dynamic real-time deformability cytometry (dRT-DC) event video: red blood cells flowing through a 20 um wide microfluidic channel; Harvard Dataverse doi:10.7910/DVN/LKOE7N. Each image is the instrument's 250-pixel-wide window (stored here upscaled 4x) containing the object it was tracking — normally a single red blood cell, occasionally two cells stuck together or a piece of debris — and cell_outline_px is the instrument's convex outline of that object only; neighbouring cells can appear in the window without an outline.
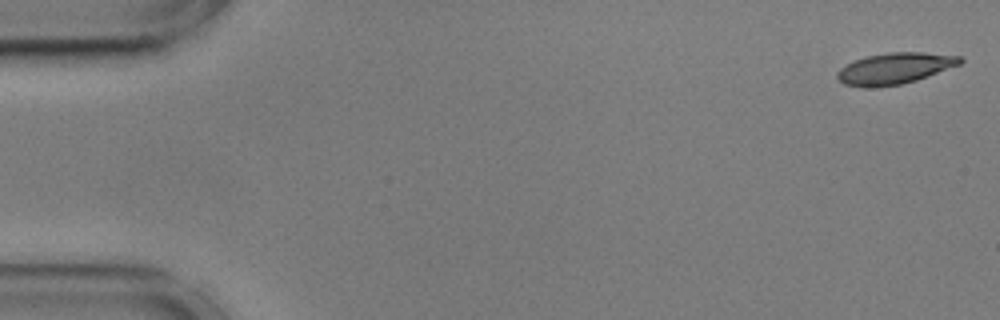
{"species": "common noctule bat (a hibernating species)", "species_latin": "Nyctalus noctula", "temperature_condition": "cold", "stored_images_in_passage": 55, "camera_frame_rate_fps": 3000, "um_per_image_px": 0.085, "animal": {"sex": "male", "body_mass_g": 17.9, "forearm_length_mm": 54.2}, "frame": {"image": 1, "passage_image": 1, "time_ms": 0.0, "image_size_px": [1000, 320], "cell_outline_px": [[964, 60], [960, 64], [928, 76], [916, 80], [900, 84], [864, 88], [844, 84], [836, 76], [836, 72], [840, 68], [856, 60], [868, 56], [888, 52], [924, 52], [960, 56]], "centroid_in_image_um": [76.05, 5.81], "position_along_channel_um": 8.9, "area_um2": 22.14}}
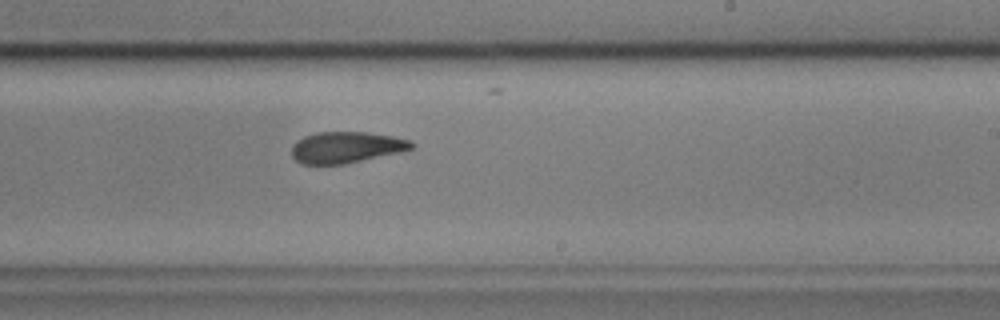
{"frame": {"image": 2, "passage_image": 33, "time_ms": 10.667, "image_size_px": [1000, 320], "cell_outline_px": [[416, 144], [412, 148], [400, 152], [344, 164], [300, 164], [292, 156], [292, 144], [296, 140], [304, 136], [316, 132], [368, 132], [392, 136], [412, 140]], "centroid_in_image_um": [29.42, 12.51], "position_along_channel_um": 259.6, "area_um2": 21.96}}
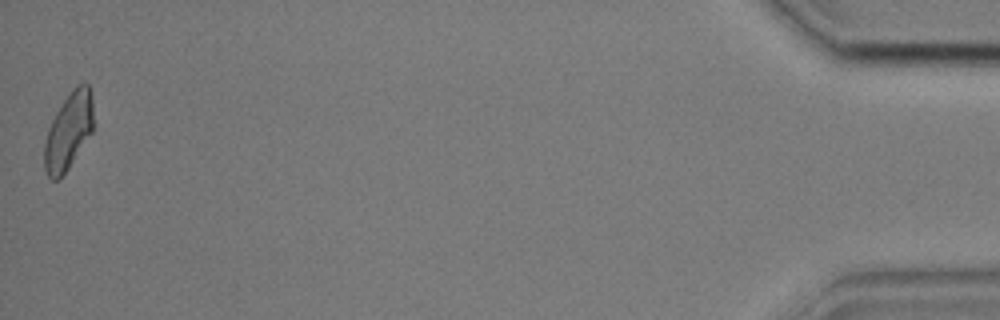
{"frame": {"image": 3, "passage_image": 55, "time_ms": 18.0, "image_size_px": [1000, 320], "cell_outline_px": [[92, 132], [60, 180], [52, 180], [48, 176], [44, 168], [44, 144], [48, 128], [56, 112], [72, 88], [76, 84], [84, 80], [88, 84], [92, 96]], "centroid_in_image_um": [5.81, 11.13], "position_along_channel_um": 429.4, "area_um2": 21.96}, "authors_computed_cell_mechanics": {"area_um2": 22.542, "velocity_mm_per_s": 3.5755, "shape_relaxation_time_tau1_ms": 7.615, "shape_relaxation_time_tau2_ms": 2.864, "deformation_change_tau1": 0.2291, "deformation_change_tau2": 0.1077}}